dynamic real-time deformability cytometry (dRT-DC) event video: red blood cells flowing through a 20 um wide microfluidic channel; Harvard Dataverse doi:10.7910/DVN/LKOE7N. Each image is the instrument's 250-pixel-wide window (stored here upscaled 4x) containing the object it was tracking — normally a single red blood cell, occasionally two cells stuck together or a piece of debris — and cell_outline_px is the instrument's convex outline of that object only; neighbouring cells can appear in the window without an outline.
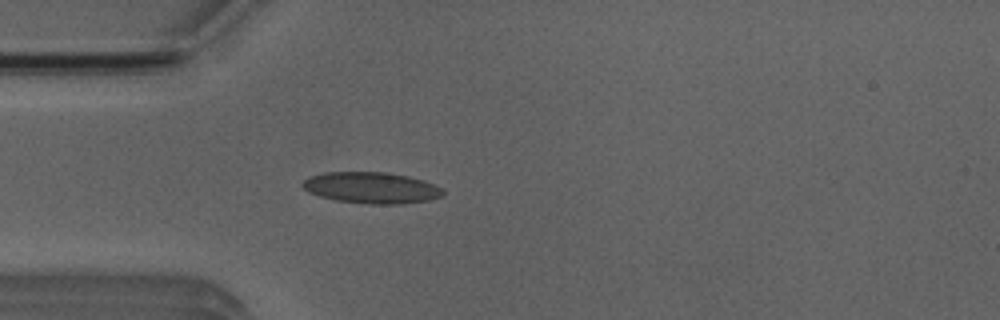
{"species": "Egyptian fruit bat (a non-hibernating species)", "species_latin": "Rousettus aegyptiacus", "temperature_condition": "room temperature", "stored_images_in_passage": 4, "camera_frame_rate_fps": 3000, "um_per_image_px": 0.085, "animal": {"sex": "male"}, "frame": {"image": 1, "passage_image": 4, "time_ms": 3.667, "image_size_px": [1000, 320], "cell_outline_px": [[444, 196], [428, 200], [400, 204], [368, 204], [336, 200], [320, 196], [308, 192], [300, 184], [308, 176], [324, 172], [384, 172], [408, 176], [424, 180], [440, 188], [444, 192]], "centroid_in_image_um": [31.54, 15.96], "position_along_channel_um": 53.5, "area_um2": 25.61}}